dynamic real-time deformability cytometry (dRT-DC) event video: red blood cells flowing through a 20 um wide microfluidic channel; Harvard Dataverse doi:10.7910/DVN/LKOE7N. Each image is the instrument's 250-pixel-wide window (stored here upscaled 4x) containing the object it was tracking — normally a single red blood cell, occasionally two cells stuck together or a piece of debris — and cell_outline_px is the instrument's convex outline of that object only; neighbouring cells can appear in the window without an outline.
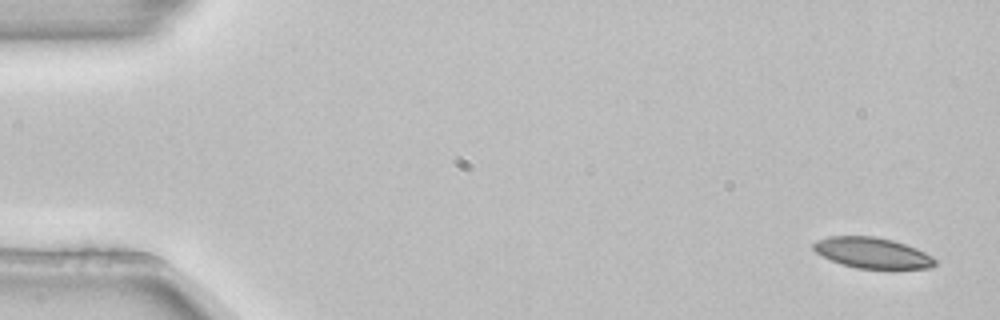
{"species": "common noctule bat (a hibernating species)", "species_latin": "Nyctalus noctula", "temperature_condition": "room temperature", "stored_images_in_passage": 4, "camera_frame_rate_fps": 3000, "um_per_image_px": 0.085, "animal": {"sex": "female", "body_mass_g": 22.7, "forearm_length_mm": 54.2}, "frame": {"image": 1, "passage_image": 1, "time_ms": 0.0, "image_size_px": [1000, 320], "cell_outline_px": [[936, 264], [932, 268], [856, 268], [832, 260], [816, 252], [812, 248], [812, 244], [828, 236], [872, 236], [892, 240], [916, 248], [932, 256], [936, 260]], "centroid_in_image_um": [74.17, 21.49], "position_along_channel_um": 10.8, "area_um2": 21.39}}
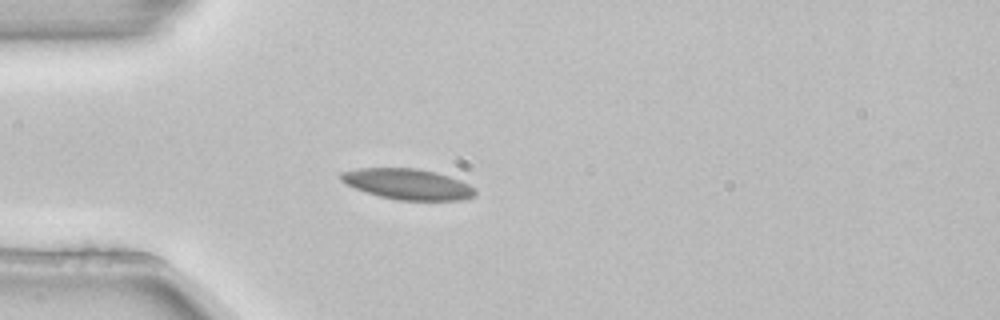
{"frame": {"image": 2, "passage_image": 4, "time_ms": 1.0, "image_size_px": [1000, 320], "cell_outline_px": [[476, 196], [464, 200], [396, 200], [380, 196], [344, 184], [340, 180], [340, 172], [360, 168], [416, 168], [436, 172], [460, 180], [476, 188]], "centroid_in_image_um": [34.68, 15.65], "position_along_channel_um": 50.3, "area_um2": 24.1}}